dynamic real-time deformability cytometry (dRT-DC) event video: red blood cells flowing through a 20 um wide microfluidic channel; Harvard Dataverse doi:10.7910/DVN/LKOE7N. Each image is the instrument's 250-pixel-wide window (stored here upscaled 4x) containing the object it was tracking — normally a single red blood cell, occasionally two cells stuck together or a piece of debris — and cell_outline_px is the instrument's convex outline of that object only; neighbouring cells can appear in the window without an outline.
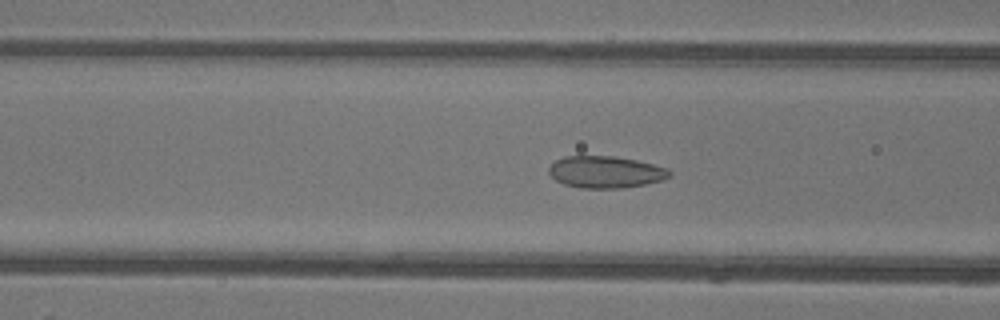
{"species": "common noctule bat (a hibernating species)", "species_latin": "Nyctalus noctula", "temperature_condition": "warm", "stored_images_in_passage": 52, "camera_frame_rate_fps": 3000, "um_per_image_px": 0.085, "animal": {"sex": "female"}, "frame": {"image": 1, "passage_image": 20, "time_ms": 6.333, "image_size_px": [1000, 320], "cell_outline_px": [[672, 176], [664, 180], [644, 184], [620, 188], [580, 188], [564, 184], [556, 180], [548, 172], [548, 168], [556, 160], [564, 156], [616, 156], [636, 160], [668, 168], [672, 172]], "centroid_in_image_um": [51.5, 14.62], "position_along_channel_um": 115.1, "area_um2": 22.48}}
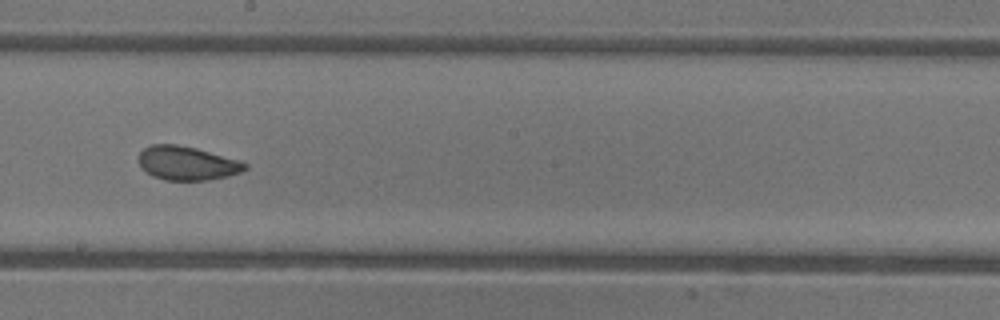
{"frame": {"image": 2, "passage_image": 29, "time_ms": 9.333, "image_size_px": [1000, 320], "cell_outline_px": [[248, 168], [240, 172], [228, 176], [208, 180], [164, 180], [152, 176], [140, 168], [140, 152], [144, 148], [152, 144], [176, 144], [196, 148], [240, 160], [248, 164]], "centroid_in_image_um": [15.91, 13.87], "position_along_channel_um": 232.3, "area_um2": 21.04}}
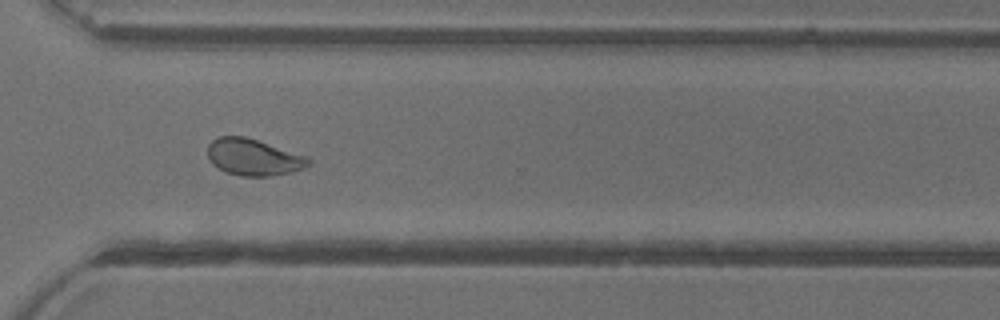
{"frame": {"image": 3, "passage_image": 38, "time_ms": 12.333, "image_size_px": [1000, 320], "cell_outline_px": [[312, 164], [304, 168], [292, 172], [268, 176], [240, 176], [224, 172], [212, 164], [208, 160], [208, 144], [212, 140], [220, 136], [244, 136], [304, 156], [312, 160]], "centroid_in_image_um": [21.5, 13.38], "position_along_channel_um": 349.1, "area_um2": 21.39}, "authors_computed_cell_mechanics": {"area_um2": 22.0796, "velocity_mm_per_s": 3.902, "shape_relaxation_time_tau1_ms": 10.4528, "shape_relaxation_time_tau2_ms": 1.1738, "deformation_change_tau1": 0.2122, "deformation_change_tau2": 0.0655}}